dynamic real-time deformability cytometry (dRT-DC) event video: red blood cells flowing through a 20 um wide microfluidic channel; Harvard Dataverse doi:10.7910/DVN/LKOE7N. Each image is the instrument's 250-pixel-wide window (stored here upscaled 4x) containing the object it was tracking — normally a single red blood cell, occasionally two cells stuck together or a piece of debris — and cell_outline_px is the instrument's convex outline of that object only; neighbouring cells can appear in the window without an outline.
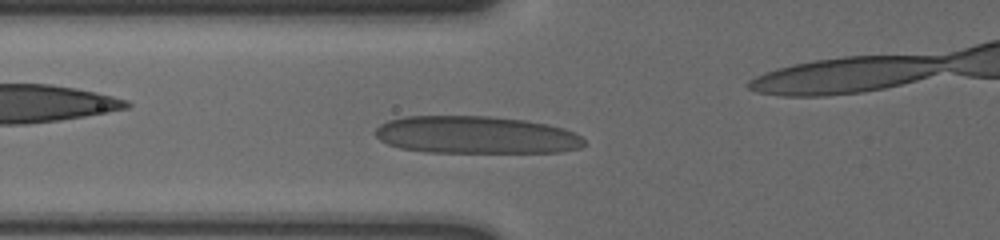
{"species": "human", "species_latin": "Homo sapiens", "temperature_condition": "cold", "stored_images_in_passage": 42, "camera_frame_rate_fps": 3000, "um_per_image_px": 0.085, "donor": {"sex": "male"}, "frame": {"image": 1, "passage_image": 11, "time_ms": 3.333, "image_size_px": [1000, 240], "cell_outline_px": [[588, 144], [580, 148], [560, 152], [428, 152], [400, 148], [388, 144], [380, 140], [376, 136], [376, 128], [380, 124], [388, 120], [408, 116], [488, 116], [524, 120], [548, 124], [564, 128], [580, 136]], "centroid_in_image_um": [40.47, 11.47], "position_along_channel_um": 85.3, "area_um2": 45.72}}
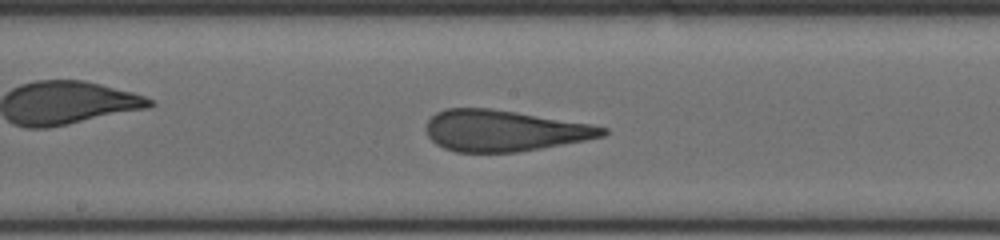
{"frame": {"image": 2, "passage_image": 21, "time_ms": 6.667, "image_size_px": [1000, 240], "cell_outline_px": [[608, 132], [604, 136], [584, 140], [540, 148], [516, 152], [456, 152], [444, 148], [436, 144], [428, 136], [424, 128], [428, 120], [436, 112], [444, 108], [492, 108], [588, 124], [608, 128]], "centroid_in_image_um": [42.78, 11.1], "position_along_channel_um": 205.4, "area_um2": 42.08}}
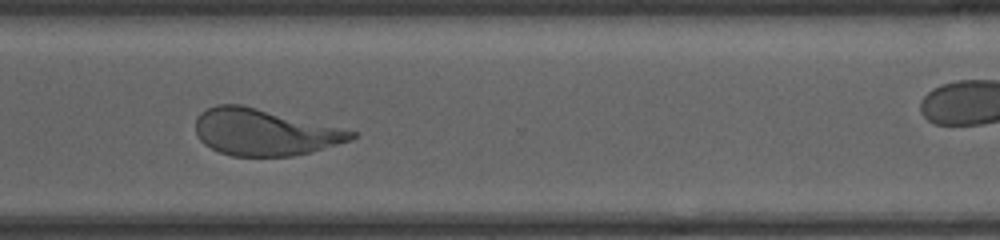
{"frame": {"image": 3, "passage_image": 33, "time_ms": 10.667, "image_size_px": [1000, 240], "cell_outline_px": [[356, 136], [352, 140], [308, 152], [292, 156], [232, 156], [220, 152], [204, 144], [200, 140], [196, 132], [196, 116], [200, 112], [216, 104], [240, 104], [356, 132]], "centroid_in_image_um": [22.4, 11.24], "position_along_channel_um": 348.2, "area_um2": 41.62}, "authors_computed_cell_mechanics": {"area_um2": 43.0899, "velocity_mm_per_s": 3.5797, "shape_relaxation_time_tau1_ms": 7.0587, "shape_relaxation_time_tau2_ms": 1.0078, "deformation_change_tau1": 0.2342, "deformation_change_tau2": 0.0949}}